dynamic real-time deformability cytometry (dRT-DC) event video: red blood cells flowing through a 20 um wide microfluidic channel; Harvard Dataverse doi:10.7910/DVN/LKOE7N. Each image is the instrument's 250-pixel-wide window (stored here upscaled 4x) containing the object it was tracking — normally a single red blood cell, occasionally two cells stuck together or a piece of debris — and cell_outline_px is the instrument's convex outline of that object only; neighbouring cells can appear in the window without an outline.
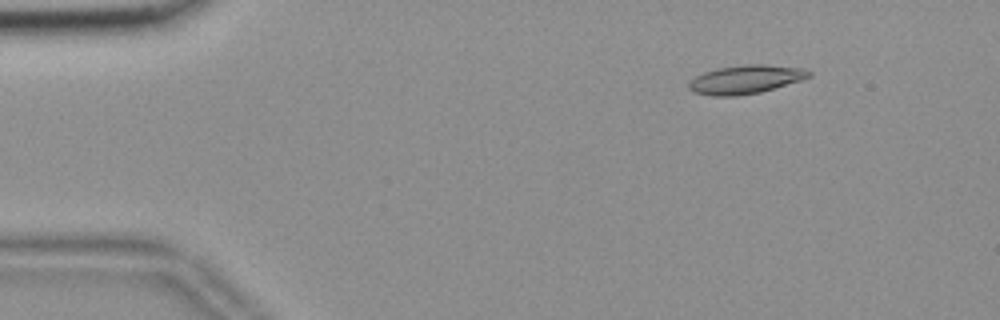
{"species": "common noctule bat (a hibernating species)", "species_latin": "Nyctalus noctula", "temperature_condition": "room temperature", "stored_images_in_passage": 55, "camera_frame_rate_fps": 3000, "um_per_image_px": 0.085, "animal": {"sex": "female", "body_mass_g": 18.4}, "frame": {"image": 1, "passage_image": 7, "time_ms": 2.0, "image_size_px": [1000, 320], "cell_outline_px": [[812, 76], [800, 80], [760, 92], [736, 96], [712, 96], [692, 92], [688, 88], [688, 80], [704, 72], [716, 68], [748, 64], [764, 64], [804, 68], [812, 72]], "centroid_in_image_um": [63.34, 6.75], "position_along_channel_um": 21.7, "area_um2": 20.11}}
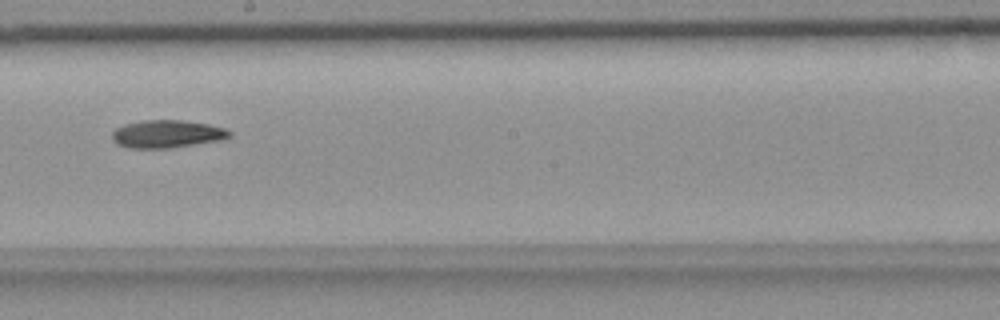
{"frame": {"image": 2, "passage_image": 31, "time_ms": 10.0, "image_size_px": [1000, 320], "cell_outline_px": [[232, 136], [220, 140], [168, 148], [128, 148], [116, 144], [112, 140], [112, 132], [116, 128], [124, 124], [140, 120], [184, 120], [208, 124], [224, 128], [232, 132]], "centroid_in_image_um": [14.16, 11.38], "position_along_channel_um": 234.0, "area_um2": 19.07}}
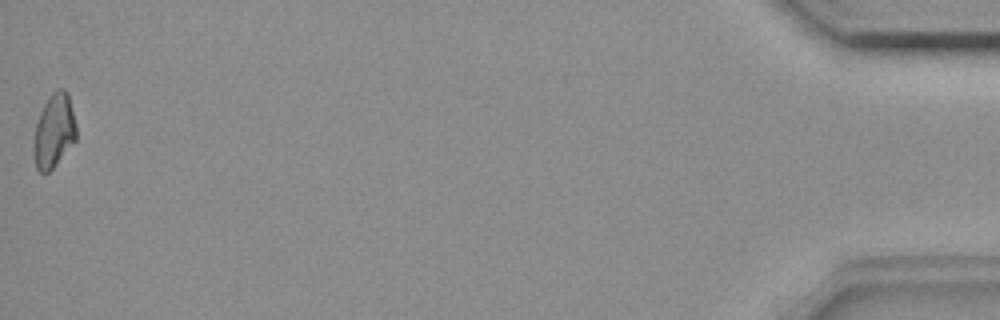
{"frame": {"image": 3, "passage_image": 55, "time_ms": 18.0, "image_size_px": [1000, 320], "cell_outline_px": [[76, 140], [52, 168], [48, 172], [40, 172], [36, 168], [32, 148], [36, 124], [40, 112], [44, 104], [52, 92], [56, 88], [64, 88], [68, 92], [76, 124]], "centroid_in_image_um": [4.58, 11.1], "position_along_channel_um": 430.6, "area_um2": 18.38}}